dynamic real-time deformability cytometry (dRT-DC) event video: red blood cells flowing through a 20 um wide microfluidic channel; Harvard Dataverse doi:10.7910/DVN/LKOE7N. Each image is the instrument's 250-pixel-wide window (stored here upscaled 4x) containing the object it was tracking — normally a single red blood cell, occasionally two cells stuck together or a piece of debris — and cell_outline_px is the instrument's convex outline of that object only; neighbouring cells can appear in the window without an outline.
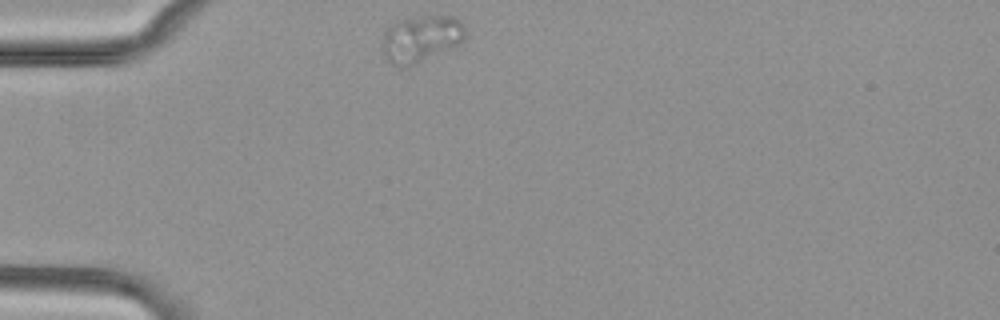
{"species": "common noctule bat (a hibernating species)", "species_latin": "Nyctalus noctula", "temperature_condition": "cold", "stored_images_in_passage": 33, "camera_frame_rate_fps": 3000, "um_per_image_px": 0.085, "animal": {"sex": "female", "body_mass_g": 29.2, "forearm_length_mm": 56.3}, "frame": {"image": 1, "passage_image": 1, "time_ms": 0.0, "image_size_px": [1000, 320], "cell_outline_px": [[464, 40], [460, 44], [452, 48], [408, 68], [400, 68], [392, 64], [384, 56], [380, 44], [384, 32], [388, 24], [400, 20], [420, 16], [456, 16], [464, 24]], "centroid_in_image_um": [35.75, 3.31], "position_along_channel_um": 49.3, "area_um2": 23.24}}
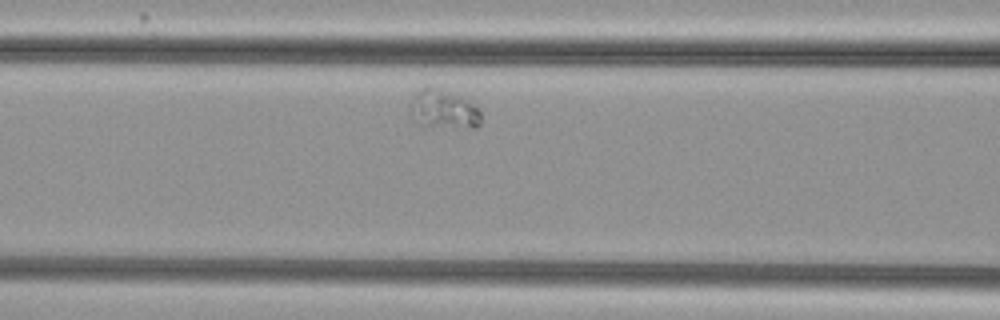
{"frame": {"image": 2, "passage_image": 10, "time_ms": 3.0, "image_size_px": [1000, 320], "cell_outline_px": [[480, 124], [476, 128], [472, 128], [420, 124], [408, 104], [412, 96], [420, 88], [432, 84], [460, 96], [476, 104], [480, 112]], "centroid_in_image_um": [37.72, 9.22], "position_along_channel_um": 128.9, "area_um2": 16.01}}
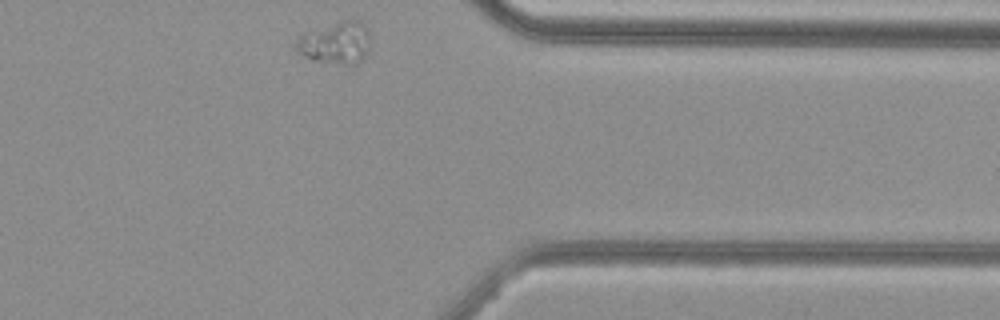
{"frame": {"image": 3, "passage_image": 33, "time_ms": 10.667, "image_size_px": [1000, 320], "cell_outline_px": [[368, 48], [364, 56], [356, 64], [344, 64], [312, 60], [304, 56], [296, 48], [296, 40], [300, 32], [344, 20], [356, 20], [364, 24], [368, 28]], "centroid_in_image_um": [28.48, 3.61], "position_along_channel_um": 382.9, "area_um2": 18.15}}